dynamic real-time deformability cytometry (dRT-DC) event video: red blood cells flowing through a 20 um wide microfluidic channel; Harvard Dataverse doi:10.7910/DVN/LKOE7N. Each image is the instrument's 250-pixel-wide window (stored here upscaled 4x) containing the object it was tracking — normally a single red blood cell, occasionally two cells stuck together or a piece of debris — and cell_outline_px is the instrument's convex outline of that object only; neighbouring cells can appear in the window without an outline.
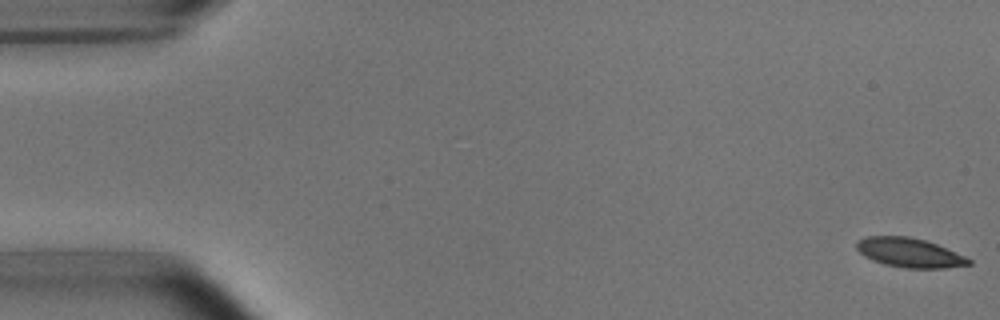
{"species": "common noctule bat (a hibernating species)", "species_latin": "Nyctalus noctula", "temperature_condition": "room temperature", "stored_images_in_passage": 4, "camera_frame_rate_fps": 3000, "um_per_image_px": 0.085, "animal": {"sex": "male", "body_mass_g": 15.6}, "frame": {"image": 1, "passage_image": 1, "time_ms": 0.0, "image_size_px": [1000, 320], "cell_outline_px": [[972, 264], [944, 268], [904, 268], [884, 264], [872, 260], [864, 256], [856, 248], [856, 240], [868, 236], [908, 236], [924, 240], [936, 244], [964, 256], [972, 260]], "centroid_in_image_um": [77.27, 21.48], "position_along_channel_um": 7.7, "area_um2": 19.07}}